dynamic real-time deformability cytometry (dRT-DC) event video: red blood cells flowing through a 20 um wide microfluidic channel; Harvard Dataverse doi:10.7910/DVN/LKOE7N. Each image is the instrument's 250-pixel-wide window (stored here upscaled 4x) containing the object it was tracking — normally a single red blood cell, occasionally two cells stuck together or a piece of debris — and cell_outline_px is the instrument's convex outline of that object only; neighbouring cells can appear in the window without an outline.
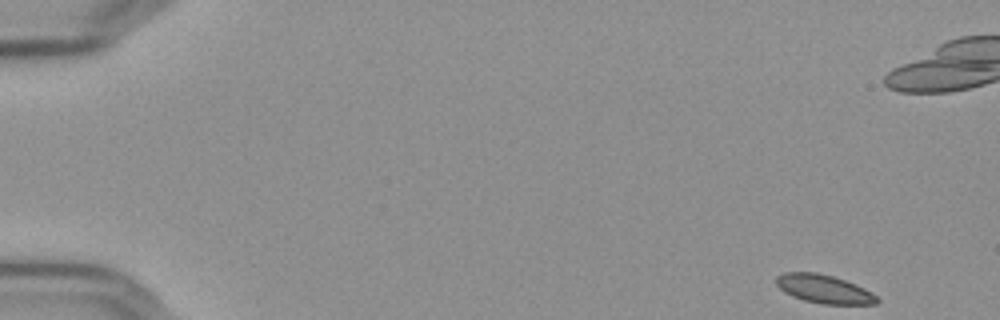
{"species": "Egyptian fruit bat (a non-hibernating species)", "species_latin": "Rousettus aegyptiacus", "temperature_condition": "cold", "stored_images_in_passage": 55, "camera_frame_rate_fps": 3000, "um_per_image_px": 0.085, "frame": {"image": 1, "passage_image": 1, "time_ms": 0.0, "image_size_px": [1000, 320], "cell_outline_px": [[880, 300], [876, 304], [820, 304], [804, 300], [792, 296], [784, 292], [776, 284], [776, 276], [784, 272], [816, 272], [832, 276], [856, 284], [872, 292]], "centroid_in_image_um": [70.03, 24.56], "position_along_channel_um": 15.0, "area_um2": 16.76}}
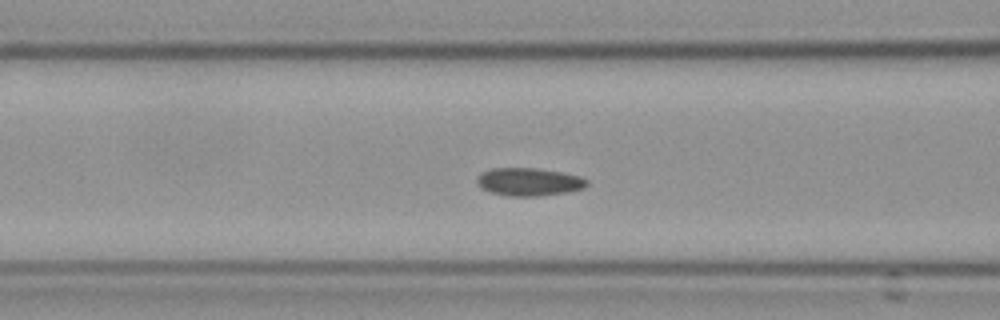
{"frame": {"image": 2, "passage_image": 21, "time_ms": 6.667, "image_size_px": [1000, 320], "cell_outline_px": [[588, 184], [584, 188], [568, 192], [536, 196], [508, 196], [492, 192], [480, 188], [476, 184], [476, 180], [484, 172], [492, 168], [536, 168], [560, 172], [580, 176], [588, 180]], "centroid_in_image_um": [44.97, 15.46], "position_along_channel_um": 121.6, "area_um2": 17.8}}
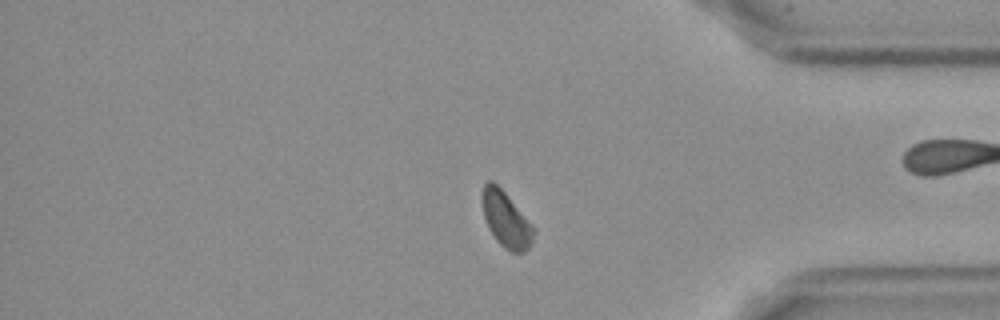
{"frame": {"image": 3, "passage_image": 45, "time_ms": 14.667, "image_size_px": [1000, 320], "cell_outline_px": [[536, 228], [532, 244], [524, 252], [512, 252], [504, 248], [496, 240], [488, 228], [484, 216], [484, 184], [488, 180], [492, 180], [504, 192]], "centroid_in_image_um": [43.06, 18.71], "position_along_channel_um": 392.1, "area_um2": 16.36}}